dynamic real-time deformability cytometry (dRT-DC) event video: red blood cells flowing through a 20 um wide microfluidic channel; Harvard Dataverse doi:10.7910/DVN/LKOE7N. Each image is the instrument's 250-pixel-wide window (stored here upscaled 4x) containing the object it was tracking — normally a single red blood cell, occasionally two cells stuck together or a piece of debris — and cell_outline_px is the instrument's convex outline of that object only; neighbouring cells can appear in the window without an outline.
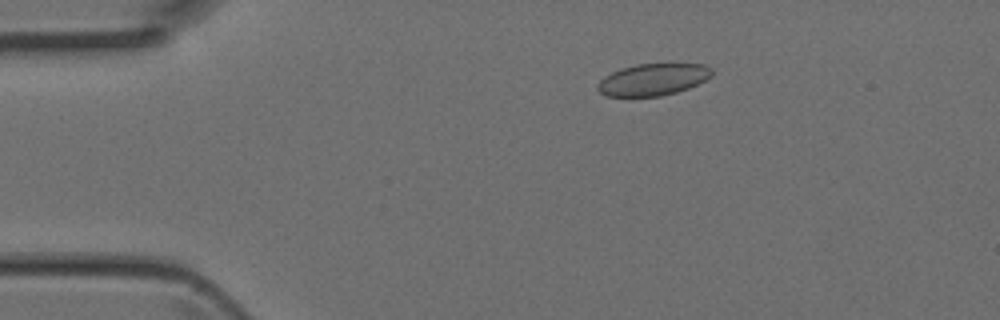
{"species": "Egyptian fruit bat (a non-hibernating species)", "species_latin": "Rousettus aegyptiacus", "temperature_condition": "room temperature", "stored_images_in_passage": 4, "camera_frame_rate_fps": 3000, "um_per_image_px": 0.085, "animal": {"sex": "female"}, "frame": {"image": 1, "passage_image": 3, "time_ms": 0.667, "image_size_px": [1000, 320], "cell_outline_px": [[712, 76], [688, 88], [676, 92], [660, 96], [608, 96], [600, 92], [596, 88], [596, 84], [604, 76], [620, 68], [636, 64], [668, 60], [704, 64], [712, 68]], "centroid_in_image_um": [55.54, 6.69], "position_along_channel_um": 29.5, "area_um2": 22.14}}